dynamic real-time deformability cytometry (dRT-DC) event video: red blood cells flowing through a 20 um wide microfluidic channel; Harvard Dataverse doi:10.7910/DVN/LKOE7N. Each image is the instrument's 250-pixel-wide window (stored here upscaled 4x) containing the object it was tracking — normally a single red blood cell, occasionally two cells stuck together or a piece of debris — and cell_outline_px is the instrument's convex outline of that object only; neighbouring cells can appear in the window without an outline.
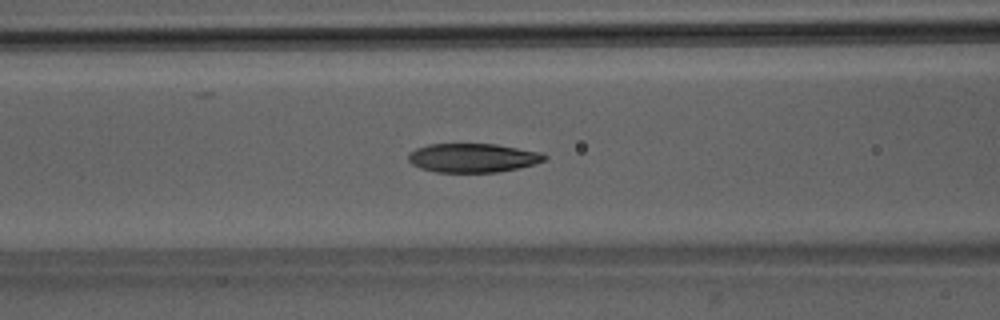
{"species": "Egyptian fruit bat (a non-hibernating species)", "species_latin": "Rousettus aegyptiacus", "temperature_condition": "room temperature", "stored_images_in_passage": 51, "camera_frame_rate_fps": 3000, "um_per_image_px": 0.085, "animal": {"sex": "male"}, "frame": {"image": 1, "passage_image": 21, "time_ms": 6.667, "image_size_px": [1000, 320], "cell_outline_px": [[548, 156], [544, 160], [520, 168], [496, 172], [436, 172], [420, 168], [412, 164], [408, 160], [408, 152], [416, 148], [428, 144], [496, 144], [544, 152]], "centroid_in_image_um": [40.19, 13.41], "position_along_channel_um": 126.4, "area_um2": 23.12}}
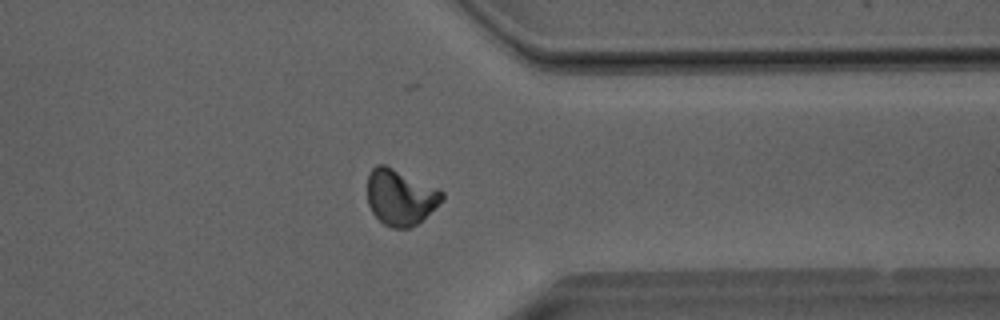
{"frame": {"image": 2, "passage_image": 40, "time_ms": 13.0, "image_size_px": [1000, 320], "cell_outline_px": [[444, 196], [416, 224], [408, 228], [392, 228], [384, 224], [372, 212], [368, 204], [368, 172], [376, 164], [384, 164], [436, 188], [444, 192]], "centroid_in_image_um": [33.96, 16.75], "position_along_channel_um": 377.4, "area_um2": 23.58}}
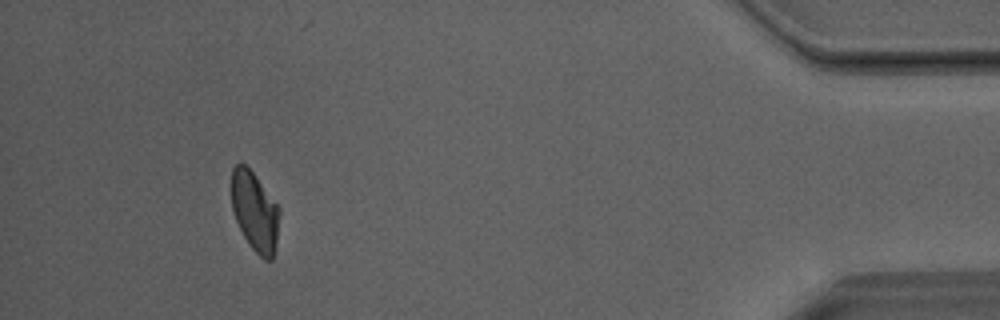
{"frame": {"image": 3, "passage_image": 47, "time_ms": 15.333, "image_size_px": [1000, 320], "cell_outline_px": [[280, 212], [276, 240], [272, 260], [264, 260], [248, 244], [236, 220], [232, 208], [232, 168], [236, 164], [244, 164], [252, 172], [280, 208]], "centroid_in_image_um": [21.66, 17.99], "position_along_channel_um": 413.5, "area_um2": 21.79}, "authors_computed_cell_mechanics": {"area_um2": 23.8136, "velocity_mm_per_s": 4.0439, "shape_relaxation_time_tau1_ms": 4.501, "shape_relaxation_time_tau2_ms": 2.0167, "deformation_change_tau1": 0.1458, "deformation_change_tau2": 0.0692}}